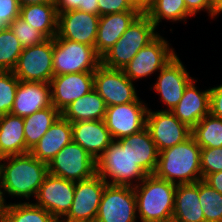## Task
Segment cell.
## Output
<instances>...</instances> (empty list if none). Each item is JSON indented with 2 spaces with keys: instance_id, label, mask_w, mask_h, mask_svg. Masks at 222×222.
Instances as JSON below:
<instances>
[{
  "instance_id": "6da1fadb",
  "label": "cell",
  "mask_w": 222,
  "mask_h": 222,
  "mask_svg": "<svg viewBox=\"0 0 222 222\" xmlns=\"http://www.w3.org/2000/svg\"><path fill=\"white\" fill-rule=\"evenodd\" d=\"M47 174L48 164L30 152L3 157L0 181L8 203L32 202Z\"/></svg>"
},
{
  "instance_id": "7a4b0ae2",
  "label": "cell",
  "mask_w": 222,
  "mask_h": 222,
  "mask_svg": "<svg viewBox=\"0 0 222 222\" xmlns=\"http://www.w3.org/2000/svg\"><path fill=\"white\" fill-rule=\"evenodd\" d=\"M201 147L191 135L184 142L159 152L154 175L174 184H192L202 180Z\"/></svg>"
},
{
  "instance_id": "3957f363",
  "label": "cell",
  "mask_w": 222,
  "mask_h": 222,
  "mask_svg": "<svg viewBox=\"0 0 222 222\" xmlns=\"http://www.w3.org/2000/svg\"><path fill=\"white\" fill-rule=\"evenodd\" d=\"M177 185L147 175L134 186L139 222H168L172 220Z\"/></svg>"
},
{
  "instance_id": "277c9868",
  "label": "cell",
  "mask_w": 222,
  "mask_h": 222,
  "mask_svg": "<svg viewBox=\"0 0 222 222\" xmlns=\"http://www.w3.org/2000/svg\"><path fill=\"white\" fill-rule=\"evenodd\" d=\"M96 174L110 185H138L148 174L134 161L133 147L113 140L95 161Z\"/></svg>"
},
{
  "instance_id": "5b68a950",
  "label": "cell",
  "mask_w": 222,
  "mask_h": 222,
  "mask_svg": "<svg viewBox=\"0 0 222 222\" xmlns=\"http://www.w3.org/2000/svg\"><path fill=\"white\" fill-rule=\"evenodd\" d=\"M161 31L142 12L121 38L101 57V64L111 69H123L139 52L152 42Z\"/></svg>"
},
{
  "instance_id": "8992f818",
  "label": "cell",
  "mask_w": 222,
  "mask_h": 222,
  "mask_svg": "<svg viewBox=\"0 0 222 222\" xmlns=\"http://www.w3.org/2000/svg\"><path fill=\"white\" fill-rule=\"evenodd\" d=\"M164 33H160L147 46L141 48L135 57L122 69L126 77L137 86L139 81L145 82L156 76L160 70L169 63L178 52L166 38ZM152 76V77H151Z\"/></svg>"
},
{
  "instance_id": "52a82bcc",
  "label": "cell",
  "mask_w": 222,
  "mask_h": 222,
  "mask_svg": "<svg viewBox=\"0 0 222 222\" xmlns=\"http://www.w3.org/2000/svg\"><path fill=\"white\" fill-rule=\"evenodd\" d=\"M101 57L95 47L54 37L53 76L80 72H95Z\"/></svg>"
},
{
  "instance_id": "ba28073f",
  "label": "cell",
  "mask_w": 222,
  "mask_h": 222,
  "mask_svg": "<svg viewBox=\"0 0 222 222\" xmlns=\"http://www.w3.org/2000/svg\"><path fill=\"white\" fill-rule=\"evenodd\" d=\"M186 66L178 53L154 77L148 91L153 90L152 93L159 96L157 103L161 104V108L157 105L156 110L171 112L181 100L185 87L194 78Z\"/></svg>"
},
{
  "instance_id": "9c48e42d",
  "label": "cell",
  "mask_w": 222,
  "mask_h": 222,
  "mask_svg": "<svg viewBox=\"0 0 222 222\" xmlns=\"http://www.w3.org/2000/svg\"><path fill=\"white\" fill-rule=\"evenodd\" d=\"M95 161L84 148L71 141L48 163V173L78 182L96 174Z\"/></svg>"
},
{
  "instance_id": "30bf717a",
  "label": "cell",
  "mask_w": 222,
  "mask_h": 222,
  "mask_svg": "<svg viewBox=\"0 0 222 222\" xmlns=\"http://www.w3.org/2000/svg\"><path fill=\"white\" fill-rule=\"evenodd\" d=\"M54 38L25 47L12 70L20 81L49 83L53 77Z\"/></svg>"
},
{
  "instance_id": "8fae6325",
  "label": "cell",
  "mask_w": 222,
  "mask_h": 222,
  "mask_svg": "<svg viewBox=\"0 0 222 222\" xmlns=\"http://www.w3.org/2000/svg\"><path fill=\"white\" fill-rule=\"evenodd\" d=\"M95 222H139L133 187L106 184Z\"/></svg>"
},
{
  "instance_id": "7c38bea8",
  "label": "cell",
  "mask_w": 222,
  "mask_h": 222,
  "mask_svg": "<svg viewBox=\"0 0 222 222\" xmlns=\"http://www.w3.org/2000/svg\"><path fill=\"white\" fill-rule=\"evenodd\" d=\"M136 85L122 69H111L101 64L94 72V90L107 107L136 101L141 92Z\"/></svg>"
},
{
  "instance_id": "4fadbf2b",
  "label": "cell",
  "mask_w": 222,
  "mask_h": 222,
  "mask_svg": "<svg viewBox=\"0 0 222 222\" xmlns=\"http://www.w3.org/2000/svg\"><path fill=\"white\" fill-rule=\"evenodd\" d=\"M106 108L105 123L113 140L135 134L146 128L149 104L145 98Z\"/></svg>"
},
{
  "instance_id": "5bb4252c",
  "label": "cell",
  "mask_w": 222,
  "mask_h": 222,
  "mask_svg": "<svg viewBox=\"0 0 222 222\" xmlns=\"http://www.w3.org/2000/svg\"><path fill=\"white\" fill-rule=\"evenodd\" d=\"M148 103L146 128L158 152L182 143L192 135V129L180 122L170 111L156 110Z\"/></svg>"
},
{
  "instance_id": "9a60e30c",
  "label": "cell",
  "mask_w": 222,
  "mask_h": 222,
  "mask_svg": "<svg viewBox=\"0 0 222 222\" xmlns=\"http://www.w3.org/2000/svg\"><path fill=\"white\" fill-rule=\"evenodd\" d=\"M74 192L75 182L48 173L32 202L47 210L57 220L69 212Z\"/></svg>"
},
{
  "instance_id": "2e32d148",
  "label": "cell",
  "mask_w": 222,
  "mask_h": 222,
  "mask_svg": "<svg viewBox=\"0 0 222 222\" xmlns=\"http://www.w3.org/2000/svg\"><path fill=\"white\" fill-rule=\"evenodd\" d=\"M106 184L98 174L75 182L73 203L64 218L95 222Z\"/></svg>"
},
{
  "instance_id": "e0dca14e",
  "label": "cell",
  "mask_w": 222,
  "mask_h": 222,
  "mask_svg": "<svg viewBox=\"0 0 222 222\" xmlns=\"http://www.w3.org/2000/svg\"><path fill=\"white\" fill-rule=\"evenodd\" d=\"M99 18V15L78 9L59 13L55 38L95 47Z\"/></svg>"
},
{
  "instance_id": "ac0fdd59",
  "label": "cell",
  "mask_w": 222,
  "mask_h": 222,
  "mask_svg": "<svg viewBox=\"0 0 222 222\" xmlns=\"http://www.w3.org/2000/svg\"><path fill=\"white\" fill-rule=\"evenodd\" d=\"M49 84L52 105L61 113L73 101L94 89V72L53 76Z\"/></svg>"
},
{
  "instance_id": "d6986e66",
  "label": "cell",
  "mask_w": 222,
  "mask_h": 222,
  "mask_svg": "<svg viewBox=\"0 0 222 222\" xmlns=\"http://www.w3.org/2000/svg\"><path fill=\"white\" fill-rule=\"evenodd\" d=\"M194 77L185 87L181 100L171 113L182 123L193 129L200 120L210 114V86L200 88Z\"/></svg>"
},
{
  "instance_id": "ffe728a7",
  "label": "cell",
  "mask_w": 222,
  "mask_h": 222,
  "mask_svg": "<svg viewBox=\"0 0 222 222\" xmlns=\"http://www.w3.org/2000/svg\"><path fill=\"white\" fill-rule=\"evenodd\" d=\"M52 105L49 83L20 81L11 114L27 117Z\"/></svg>"
},
{
  "instance_id": "44dd1931",
  "label": "cell",
  "mask_w": 222,
  "mask_h": 222,
  "mask_svg": "<svg viewBox=\"0 0 222 222\" xmlns=\"http://www.w3.org/2000/svg\"><path fill=\"white\" fill-rule=\"evenodd\" d=\"M142 11H124L102 15L98 22L95 50L102 57L121 38Z\"/></svg>"
},
{
  "instance_id": "7402d4cb",
  "label": "cell",
  "mask_w": 222,
  "mask_h": 222,
  "mask_svg": "<svg viewBox=\"0 0 222 222\" xmlns=\"http://www.w3.org/2000/svg\"><path fill=\"white\" fill-rule=\"evenodd\" d=\"M73 141L84 148L95 160L113 141L104 120L72 123Z\"/></svg>"
},
{
  "instance_id": "603a6c76",
  "label": "cell",
  "mask_w": 222,
  "mask_h": 222,
  "mask_svg": "<svg viewBox=\"0 0 222 222\" xmlns=\"http://www.w3.org/2000/svg\"><path fill=\"white\" fill-rule=\"evenodd\" d=\"M71 141H73L72 123L60 116L29 152L38 160L48 164Z\"/></svg>"
},
{
  "instance_id": "cb8c5ba5",
  "label": "cell",
  "mask_w": 222,
  "mask_h": 222,
  "mask_svg": "<svg viewBox=\"0 0 222 222\" xmlns=\"http://www.w3.org/2000/svg\"><path fill=\"white\" fill-rule=\"evenodd\" d=\"M172 220L175 222H205L199 201V181L177 184Z\"/></svg>"
},
{
  "instance_id": "d4e9b609",
  "label": "cell",
  "mask_w": 222,
  "mask_h": 222,
  "mask_svg": "<svg viewBox=\"0 0 222 222\" xmlns=\"http://www.w3.org/2000/svg\"><path fill=\"white\" fill-rule=\"evenodd\" d=\"M144 13L163 33L168 31H164L166 28L161 24L162 22L187 25L189 20H194V17L187 11L184 0H152ZM159 26L163 28L161 29Z\"/></svg>"
},
{
  "instance_id": "484cf974",
  "label": "cell",
  "mask_w": 222,
  "mask_h": 222,
  "mask_svg": "<svg viewBox=\"0 0 222 222\" xmlns=\"http://www.w3.org/2000/svg\"><path fill=\"white\" fill-rule=\"evenodd\" d=\"M0 154L2 157L25 154L22 117L11 113L0 116Z\"/></svg>"
},
{
  "instance_id": "4316f807",
  "label": "cell",
  "mask_w": 222,
  "mask_h": 222,
  "mask_svg": "<svg viewBox=\"0 0 222 222\" xmlns=\"http://www.w3.org/2000/svg\"><path fill=\"white\" fill-rule=\"evenodd\" d=\"M106 104L100 95L93 89L88 94L73 101L62 112L61 116L71 123L89 120H104Z\"/></svg>"
},
{
  "instance_id": "83f0119b",
  "label": "cell",
  "mask_w": 222,
  "mask_h": 222,
  "mask_svg": "<svg viewBox=\"0 0 222 222\" xmlns=\"http://www.w3.org/2000/svg\"><path fill=\"white\" fill-rule=\"evenodd\" d=\"M19 17L31 24L47 39L57 35L58 14L54 3L22 6Z\"/></svg>"
},
{
  "instance_id": "f1b7e54d",
  "label": "cell",
  "mask_w": 222,
  "mask_h": 222,
  "mask_svg": "<svg viewBox=\"0 0 222 222\" xmlns=\"http://www.w3.org/2000/svg\"><path fill=\"white\" fill-rule=\"evenodd\" d=\"M122 139L133 147L134 161L139 167L148 175L154 174L159 152L148 129L144 128L140 132L123 137Z\"/></svg>"
},
{
  "instance_id": "f546056e",
  "label": "cell",
  "mask_w": 222,
  "mask_h": 222,
  "mask_svg": "<svg viewBox=\"0 0 222 222\" xmlns=\"http://www.w3.org/2000/svg\"><path fill=\"white\" fill-rule=\"evenodd\" d=\"M61 113L51 105L24 117L25 153H28L39 140L46 134L49 128L58 120Z\"/></svg>"
},
{
  "instance_id": "4dcf8cb0",
  "label": "cell",
  "mask_w": 222,
  "mask_h": 222,
  "mask_svg": "<svg viewBox=\"0 0 222 222\" xmlns=\"http://www.w3.org/2000/svg\"><path fill=\"white\" fill-rule=\"evenodd\" d=\"M192 136L201 148L222 147V119L206 115L192 129Z\"/></svg>"
},
{
  "instance_id": "1f68e13d",
  "label": "cell",
  "mask_w": 222,
  "mask_h": 222,
  "mask_svg": "<svg viewBox=\"0 0 222 222\" xmlns=\"http://www.w3.org/2000/svg\"><path fill=\"white\" fill-rule=\"evenodd\" d=\"M2 222H56V219L33 202H17L8 205Z\"/></svg>"
},
{
  "instance_id": "d6a6232c",
  "label": "cell",
  "mask_w": 222,
  "mask_h": 222,
  "mask_svg": "<svg viewBox=\"0 0 222 222\" xmlns=\"http://www.w3.org/2000/svg\"><path fill=\"white\" fill-rule=\"evenodd\" d=\"M23 46L8 26L0 31V71H12Z\"/></svg>"
},
{
  "instance_id": "836d02e7",
  "label": "cell",
  "mask_w": 222,
  "mask_h": 222,
  "mask_svg": "<svg viewBox=\"0 0 222 222\" xmlns=\"http://www.w3.org/2000/svg\"><path fill=\"white\" fill-rule=\"evenodd\" d=\"M199 201L205 222H222V194L203 179L199 181Z\"/></svg>"
},
{
  "instance_id": "e575fe53",
  "label": "cell",
  "mask_w": 222,
  "mask_h": 222,
  "mask_svg": "<svg viewBox=\"0 0 222 222\" xmlns=\"http://www.w3.org/2000/svg\"><path fill=\"white\" fill-rule=\"evenodd\" d=\"M18 84L12 71H0V116L11 112Z\"/></svg>"
},
{
  "instance_id": "d590c367",
  "label": "cell",
  "mask_w": 222,
  "mask_h": 222,
  "mask_svg": "<svg viewBox=\"0 0 222 222\" xmlns=\"http://www.w3.org/2000/svg\"><path fill=\"white\" fill-rule=\"evenodd\" d=\"M15 37L22 44L23 48L35 46L43 43L47 38L31 24L25 22L22 18L17 17L9 25Z\"/></svg>"
},
{
  "instance_id": "8d00e7d4",
  "label": "cell",
  "mask_w": 222,
  "mask_h": 222,
  "mask_svg": "<svg viewBox=\"0 0 222 222\" xmlns=\"http://www.w3.org/2000/svg\"><path fill=\"white\" fill-rule=\"evenodd\" d=\"M200 163L202 179L208 174L222 171V147L201 148Z\"/></svg>"
},
{
  "instance_id": "74e56055",
  "label": "cell",
  "mask_w": 222,
  "mask_h": 222,
  "mask_svg": "<svg viewBox=\"0 0 222 222\" xmlns=\"http://www.w3.org/2000/svg\"><path fill=\"white\" fill-rule=\"evenodd\" d=\"M187 11L193 16L198 17V15L205 12L208 19L212 20L214 22L217 18H219L222 13L216 8L213 0H184ZM214 20V21H213Z\"/></svg>"
},
{
  "instance_id": "f35d334b",
  "label": "cell",
  "mask_w": 222,
  "mask_h": 222,
  "mask_svg": "<svg viewBox=\"0 0 222 222\" xmlns=\"http://www.w3.org/2000/svg\"><path fill=\"white\" fill-rule=\"evenodd\" d=\"M99 16L124 11H141L130 0H98Z\"/></svg>"
},
{
  "instance_id": "ab89813d",
  "label": "cell",
  "mask_w": 222,
  "mask_h": 222,
  "mask_svg": "<svg viewBox=\"0 0 222 222\" xmlns=\"http://www.w3.org/2000/svg\"><path fill=\"white\" fill-rule=\"evenodd\" d=\"M20 15L18 0H0V22L8 26Z\"/></svg>"
},
{
  "instance_id": "60d3db41",
  "label": "cell",
  "mask_w": 222,
  "mask_h": 222,
  "mask_svg": "<svg viewBox=\"0 0 222 222\" xmlns=\"http://www.w3.org/2000/svg\"><path fill=\"white\" fill-rule=\"evenodd\" d=\"M210 86V114L222 119V82Z\"/></svg>"
},
{
  "instance_id": "b9f144b4",
  "label": "cell",
  "mask_w": 222,
  "mask_h": 222,
  "mask_svg": "<svg viewBox=\"0 0 222 222\" xmlns=\"http://www.w3.org/2000/svg\"><path fill=\"white\" fill-rule=\"evenodd\" d=\"M57 14L77 10L83 5V0H54Z\"/></svg>"
},
{
  "instance_id": "7bdbcfd3",
  "label": "cell",
  "mask_w": 222,
  "mask_h": 222,
  "mask_svg": "<svg viewBox=\"0 0 222 222\" xmlns=\"http://www.w3.org/2000/svg\"><path fill=\"white\" fill-rule=\"evenodd\" d=\"M203 180L222 194V171L208 174Z\"/></svg>"
},
{
  "instance_id": "ee69618b",
  "label": "cell",
  "mask_w": 222,
  "mask_h": 222,
  "mask_svg": "<svg viewBox=\"0 0 222 222\" xmlns=\"http://www.w3.org/2000/svg\"><path fill=\"white\" fill-rule=\"evenodd\" d=\"M78 10L99 15L98 0H83V5Z\"/></svg>"
},
{
  "instance_id": "f6af8a7d",
  "label": "cell",
  "mask_w": 222,
  "mask_h": 222,
  "mask_svg": "<svg viewBox=\"0 0 222 222\" xmlns=\"http://www.w3.org/2000/svg\"><path fill=\"white\" fill-rule=\"evenodd\" d=\"M8 205L9 203L5 197L4 190L0 181V222H2L3 217L7 212Z\"/></svg>"
},
{
  "instance_id": "bcb514c9",
  "label": "cell",
  "mask_w": 222,
  "mask_h": 222,
  "mask_svg": "<svg viewBox=\"0 0 222 222\" xmlns=\"http://www.w3.org/2000/svg\"><path fill=\"white\" fill-rule=\"evenodd\" d=\"M131 3L144 12L151 4L152 0H130Z\"/></svg>"
},
{
  "instance_id": "7dc6e473",
  "label": "cell",
  "mask_w": 222,
  "mask_h": 222,
  "mask_svg": "<svg viewBox=\"0 0 222 222\" xmlns=\"http://www.w3.org/2000/svg\"><path fill=\"white\" fill-rule=\"evenodd\" d=\"M18 3L22 7L34 4L54 3V0H18Z\"/></svg>"
},
{
  "instance_id": "c3c4849f",
  "label": "cell",
  "mask_w": 222,
  "mask_h": 222,
  "mask_svg": "<svg viewBox=\"0 0 222 222\" xmlns=\"http://www.w3.org/2000/svg\"><path fill=\"white\" fill-rule=\"evenodd\" d=\"M56 222H93V221H83V220H71L66 218L57 219Z\"/></svg>"
},
{
  "instance_id": "681fc988",
  "label": "cell",
  "mask_w": 222,
  "mask_h": 222,
  "mask_svg": "<svg viewBox=\"0 0 222 222\" xmlns=\"http://www.w3.org/2000/svg\"><path fill=\"white\" fill-rule=\"evenodd\" d=\"M216 8L222 13V0H213Z\"/></svg>"
},
{
  "instance_id": "f907efd6",
  "label": "cell",
  "mask_w": 222,
  "mask_h": 222,
  "mask_svg": "<svg viewBox=\"0 0 222 222\" xmlns=\"http://www.w3.org/2000/svg\"><path fill=\"white\" fill-rule=\"evenodd\" d=\"M5 26L0 22V31L4 28Z\"/></svg>"
},
{
  "instance_id": "816d5d0a",
  "label": "cell",
  "mask_w": 222,
  "mask_h": 222,
  "mask_svg": "<svg viewBox=\"0 0 222 222\" xmlns=\"http://www.w3.org/2000/svg\"><path fill=\"white\" fill-rule=\"evenodd\" d=\"M3 160V157L1 156V154H0V162Z\"/></svg>"
}]
</instances>
